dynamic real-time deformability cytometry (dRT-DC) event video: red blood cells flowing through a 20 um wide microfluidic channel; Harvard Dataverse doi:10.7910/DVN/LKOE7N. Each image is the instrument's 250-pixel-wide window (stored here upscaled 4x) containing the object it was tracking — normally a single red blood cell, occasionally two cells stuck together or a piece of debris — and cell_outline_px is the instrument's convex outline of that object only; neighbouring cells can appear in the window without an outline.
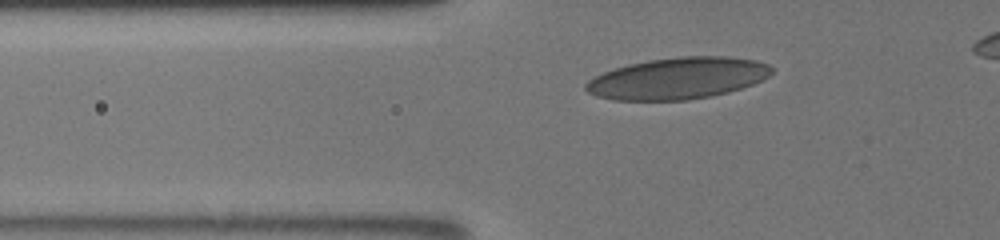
{"species": "human", "species_latin": "Homo sapiens", "temperature_condition": "room temperature", "stored_images_in_passage": 13, "segment_of_instrument_passage": [1, 2], "camera_frame_rate_fps": 3000, "um_per_image_px": 0.085, "donor": {"sex": "male"}, "frame": {"image": 1, "passage_image": 3, "time_ms": 0.333, "image_size_px": [1000, 240], "cell_outline_px": [[772, 72], [764, 80], [728, 92], [712, 96], [688, 100], [612, 100], [596, 96], [588, 92], [584, 88], [584, 84], [588, 80], [604, 72], [628, 64], [648, 60], [680, 56], [728, 56], [756, 60], [768, 64], [772, 68]], "centroid_in_image_um": [57.61, 6.65], "position_along_channel_um": 68.2, "area_um2": 45.14}}